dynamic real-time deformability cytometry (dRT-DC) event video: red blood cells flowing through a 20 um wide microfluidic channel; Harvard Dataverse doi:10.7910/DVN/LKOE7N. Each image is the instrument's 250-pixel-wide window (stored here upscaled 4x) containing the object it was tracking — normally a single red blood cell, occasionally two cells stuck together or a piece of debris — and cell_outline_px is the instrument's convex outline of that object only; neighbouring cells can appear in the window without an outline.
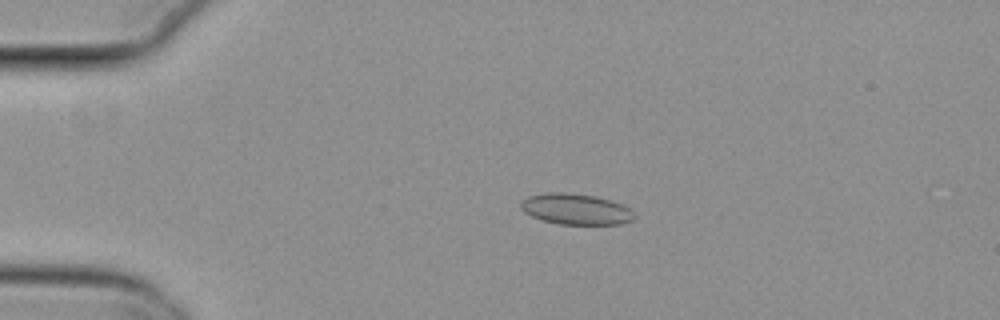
{"species": "common noctule bat (a hibernating species)", "species_latin": "Nyctalus noctula", "temperature_condition": "cold", "stored_images_in_passage": 13, "camera_frame_rate_fps": 3000, "um_per_image_px": 0.085, "animal": {"sex": "female", "body_mass_g": 29.2, "forearm_length_mm": 56.3}, "frame": {"image": 1, "passage_image": 10, "time_ms": 3.0, "image_size_px": [1000, 320], "cell_outline_px": [[636, 216], [632, 220], [620, 224], [560, 224], [540, 220], [524, 212], [520, 208], [520, 200], [528, 196], [544, 192], [568, 192], [596, 196], [612, 200], [624, 204]], "centroid_in_image_um": [48.91, 17.76], "position_along_channel_um": 36.1, "area_um2": 20.75}}